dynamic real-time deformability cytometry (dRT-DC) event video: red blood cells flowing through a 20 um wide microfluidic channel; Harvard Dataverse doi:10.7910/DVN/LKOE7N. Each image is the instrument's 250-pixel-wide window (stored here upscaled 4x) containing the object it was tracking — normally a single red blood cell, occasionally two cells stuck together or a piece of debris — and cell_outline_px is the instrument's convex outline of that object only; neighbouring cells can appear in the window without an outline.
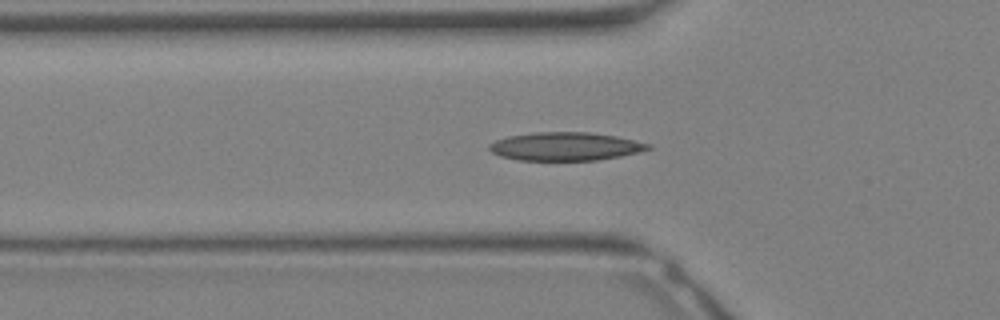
{"species": "Egyptian fruit bat (a non-hibernating species)", "species_latin": "Rousettus aegyptiacus", "temperature_condition": "warm", "stored_images_in_passage": 11, "camera_frame_rate_fps": 3000, "um_per_image_px": 0.085, "animal": {"sex": "female"}, "frame": {"image": 1, "passage_image": 10, "time_ms": 3.0, "image_size_px": [1000, 320], "cell_outline_px": [[652, 148], [640, 152], [620, 156], [596, 160], [520, 160], [500, 156], [492, 152], [488, 148], [488, 144], [496, 140], [508, 136], [536, 132], [592, 132], [616, 136], [652, 144]], "centroid_in_image_um": [48.07, 12.44], "position_along_channel_um": 77.7, "area_um2": 26.24}}